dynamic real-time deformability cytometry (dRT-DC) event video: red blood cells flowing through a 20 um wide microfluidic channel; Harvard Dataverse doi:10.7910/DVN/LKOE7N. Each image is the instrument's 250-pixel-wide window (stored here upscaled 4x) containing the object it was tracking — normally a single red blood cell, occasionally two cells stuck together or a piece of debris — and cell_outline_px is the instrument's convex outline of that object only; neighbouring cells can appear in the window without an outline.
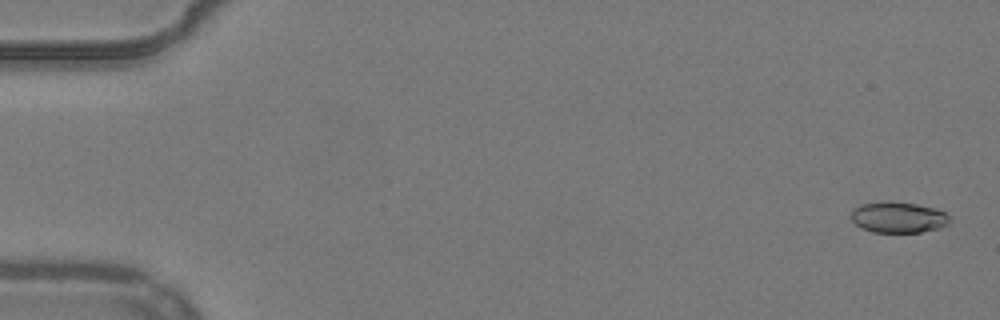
{"species": "common noctule bat (a hibernating species)", "species_latin": "Nyctalus noctula", "temperature_condition": "warm", "stored_images_in_passage": 54, "camera_frame_rate_fps": 3000, "um_per_image_px": 0.085, "animal": {"sex": "male", "body_mass_g": 19.2, "forearm_length_mm": 51.8}, "frame": {"image": 1, "passage_image": 2, "time_ms": 0.333, "image_size_px": [1000, 320], "cell_outline_px": [[952, 220], [948, 224], [940, 228], [920, 232], [872, 232], [860, 228], [852, 220], [852, 212], [860, 204], [880, 200], [884, 200], [916, 204], [932, 208], [944, 212]], "centroid_in_image_um": [76.34, 18.47], "position_along_channel_um": 8.7, "area_um2": 17.86}}
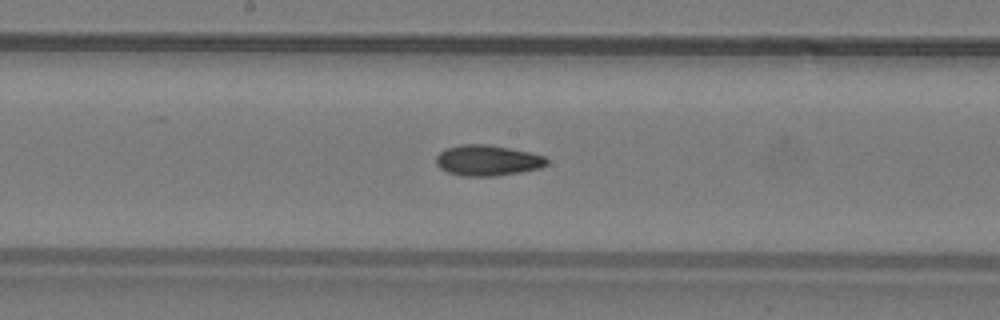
{"frame": {"image": 2, "passage_image": 29, "time_ms": 9.333, "image_size_px": [1000, 320], "cell_outline_px": [[548, 164], [540, 168], [520, 172], [496, 176], [464, 176], [448, 172], [440, 168], [436, 164], [436, 156], [444, 148], [460, 144], [488, 144], [532, 152], [544, 156], [548, 160]], "centroid_in_image_um": [41.44, 13.62], "position_along_channel_um": 206.8, "area_um2": 20.0}}
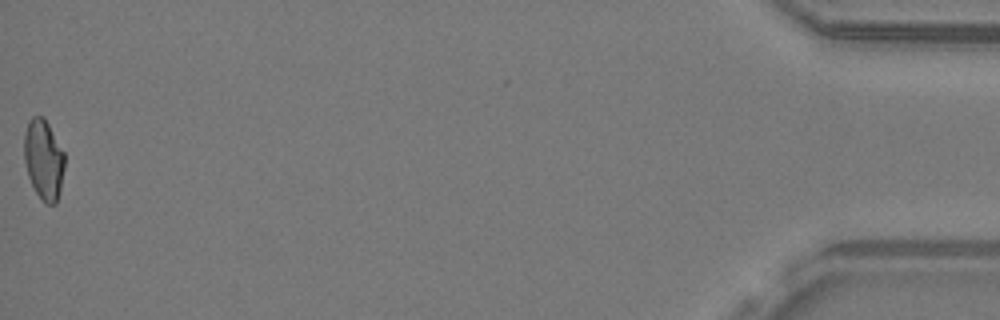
{"frame": {"image": 3, "passage_image": 54, "time_ms": 17.667, "image_size_px": [1000, 320], "cell_outline_px": [[64, 168], [60, 188], [56, 204], [48, 204], [36, 192], [28, 176], [24, 160], [24, 132], [28, 120], [32, 116], [44, 116], [64, 152]], "centroid_in_image_um": [3.69, 13.5], "position_along_channel_um": 431.5, "area_um2": 18.79}, "authors_computed_cell_mechanics": {"area_um2": 19.1318, "velocity_mm_per_s": 3.91, "shape_relaxation_time_tau1_ms": null, "shape_relaxation_time_tau2_ms": 3.7361, "deformation_change_tau1": null, "deformation_change_tau2": 0.0908}}